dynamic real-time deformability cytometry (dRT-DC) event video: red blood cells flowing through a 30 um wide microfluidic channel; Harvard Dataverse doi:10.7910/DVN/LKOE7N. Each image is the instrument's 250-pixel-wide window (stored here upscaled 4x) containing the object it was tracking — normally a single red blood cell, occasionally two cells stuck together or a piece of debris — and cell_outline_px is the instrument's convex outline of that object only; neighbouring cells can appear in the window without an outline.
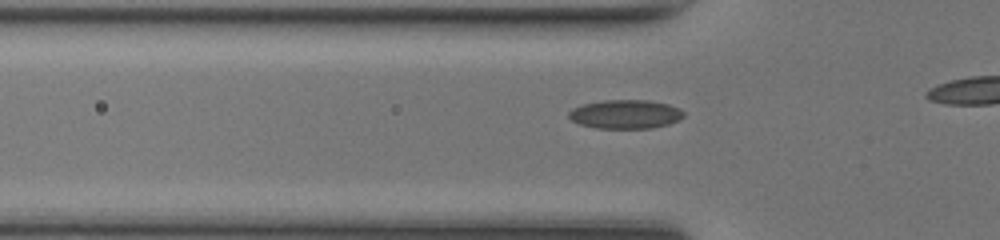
{"species": "common noctule bat (a hibernating species)", "species_latin": "Nyctalus noctula", "temperature_condition": "room temperature", "stored_images_in_passage": 17, "camera_frame_rate_fps": 3000, "um_per_image_px": 0.085, "animal": {"sex": "female", "body_mass_g": 17.0, "forearm_length_mm": 48.0}, "frame": {"image": 1, "passage_image": 12, "time_ms": 3.667, "image_size_px": [1000, 240], "cell_outline_px": [[684, 116], [680, 120], [668, 124], [652, 128], [596, 128], [580, 124], [572, 120], [568, 116], [568, 112], [572, 108], [584, 104], [604, 100], [648, 100], [668, 104], [680, 108], [684, 112]], "centroid_in_image_um": [53.18, 9.7], "position_along_channel_um": 72.6, "area_um2": 19.36}}
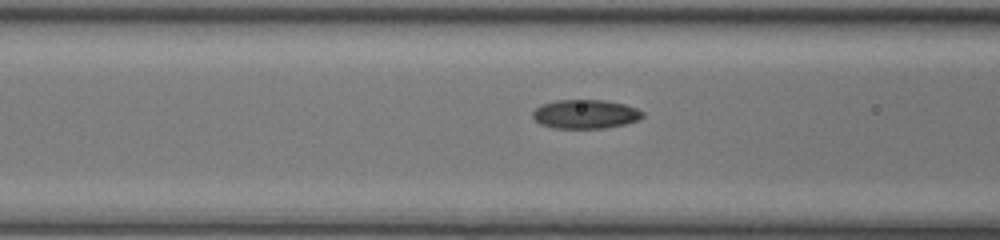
{"frame": {"image": 2, "passage_image": 15, "time_ms": 4.667, "image_size_px": [1000, 240], "cell_outline_px": [[644, 116], [640, 120], [624, 124], [604, 128], [552, 128], [540, 124], [532, 116], [532, 112], [540, 104], [556, 100], [604, 100], [624, 104], [636, 108], [644, 112]], "centroid_in_image_um": [49.75, 9.7], "position_along_channel_um": 116.8, "area_um2": 18.67}}